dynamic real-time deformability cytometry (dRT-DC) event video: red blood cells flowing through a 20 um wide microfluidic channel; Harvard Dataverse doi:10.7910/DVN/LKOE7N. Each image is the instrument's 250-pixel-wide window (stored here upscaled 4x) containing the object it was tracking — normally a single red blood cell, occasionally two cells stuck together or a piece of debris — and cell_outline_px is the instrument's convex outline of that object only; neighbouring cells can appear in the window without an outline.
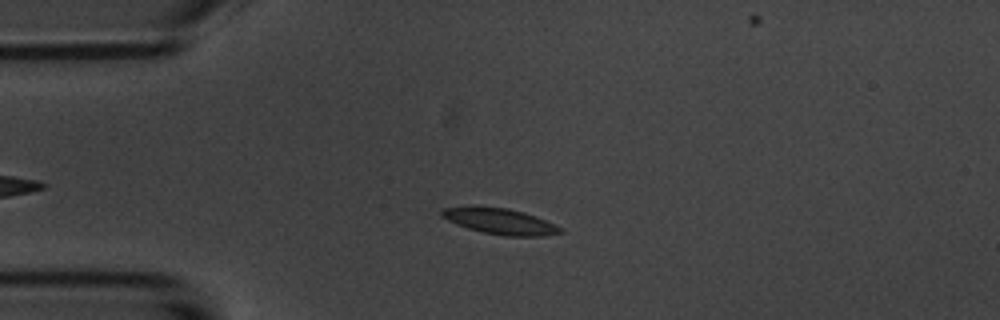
{"species": "common noctule bat (a hibernating species)", "species_latin": "Nyctalus noctula", "temperature_condition": "room temperature", "stored_images_in_passage": 5, "camera_frame_rate_fps": 3000, "um_per_image_px": 0.085, "animal": {"sex": "male", "body_mass_g": 20.1, "forearm_length_mm": 53.5}, "frame": {"image": 1, "passage_image": 3, "time_ms": 2.333, "image_size_px": [1000, 320], "cell_outline_px": [[564, 232], [544, 236], [504, 236], [484, 232], [468, 228], [456, 224], [440, 216], [440, 212], [444, 208], [508, 208], [524, 212], [536, 216], [560, 228]], "centroid_in_image_um": [42.54, 18.84], "position_along_channel_um": 42.5, "area_um2": 17.22}}
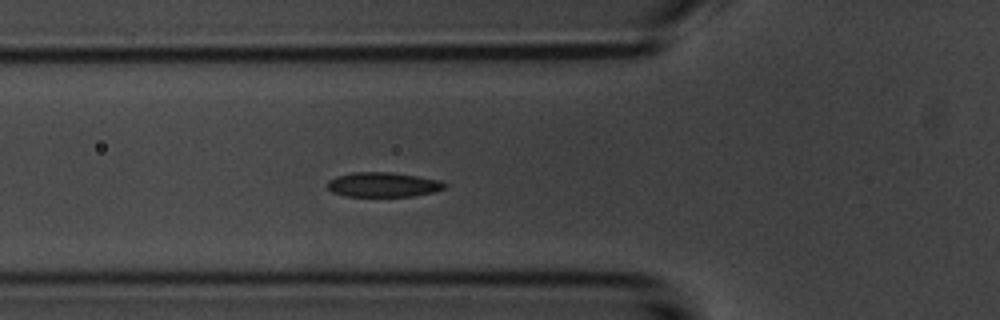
{"frame": {"image": 2, "passage_image": 5, "time_ms": 4.333, "image_size_px": [1000, 320], "cell_outline_px": [[448, 184], [444, 188], [436, 192], [412, 196], [344, 196], [332, 192], [328, 188], [328, 180], [336, 176], [352, 172], [392, 172], [440, 180]], "centroid_in_image_um": [32.57, 15.69], "position_along_channel_um": 93.2, "area_um2": 16.94}}